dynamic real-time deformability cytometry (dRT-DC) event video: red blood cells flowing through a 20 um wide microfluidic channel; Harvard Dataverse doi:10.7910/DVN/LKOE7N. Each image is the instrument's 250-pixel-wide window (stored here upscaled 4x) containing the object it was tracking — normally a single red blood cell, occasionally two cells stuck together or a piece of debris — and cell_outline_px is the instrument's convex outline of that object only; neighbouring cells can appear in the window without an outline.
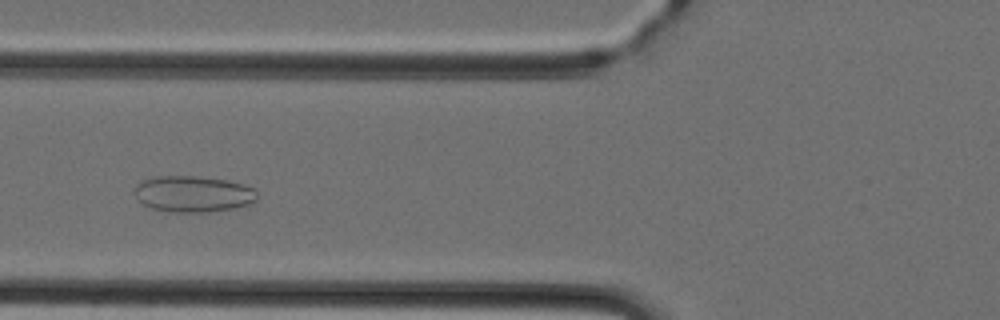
{"species": "Egyptian fruit bat (a non-hibernating species)", "species_latin": "Rousettus aegyptiacus", "temperature_condition": "cold", "stored_images_in_passage": 36, "camera_frame_rate_fps": 3000, "um_per_image_px": 0.085, "animal": {"sex": "female"}, "frame": {"image": 1, "passage_image": 7, "time_ms": 2.0, "image_size_px": [1000, 320], "cell_outline_px": [[256, 200], [248, 204], [236, 208], [208, 212], [168, 212], [152, 208], [136, 200], [136, 184], [140, 180], [152, 176], [200, 176], [228, 180], [244, 184], [252, 188], [256, 192]], "centroid_in_image_um": [16.39, 16.48], "position_along_channel_um": 109.4, "area_um2": 26.13}}
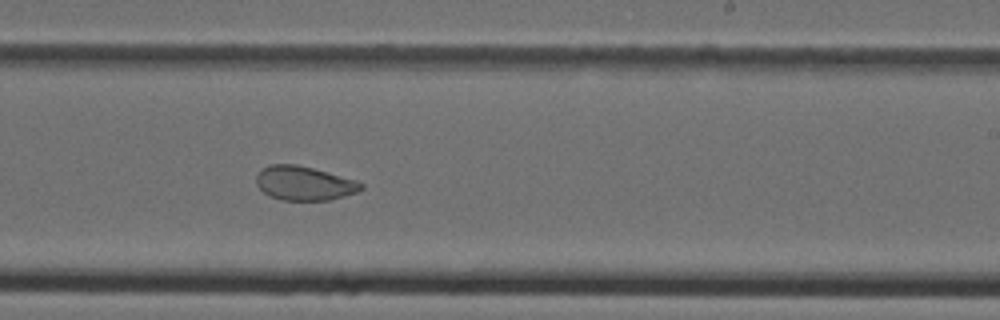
{"frame": {"image": 2, "passage_image": 18, "time_ms": 5.667, "image_size_px": [1000, 320], "cell_outline_px": [[364, 188], [356, 192], [344, 196], [328, 200], [280, 200], [268, 196], [256, 184], [256, 176], [268, 164], [296, 164], [312, 168], [356, 180], [364, 184]], "centroid_in_image_um": [25.85, 15.58], "position_along_channel_um": 263.2, "area_um2": 20.75}}
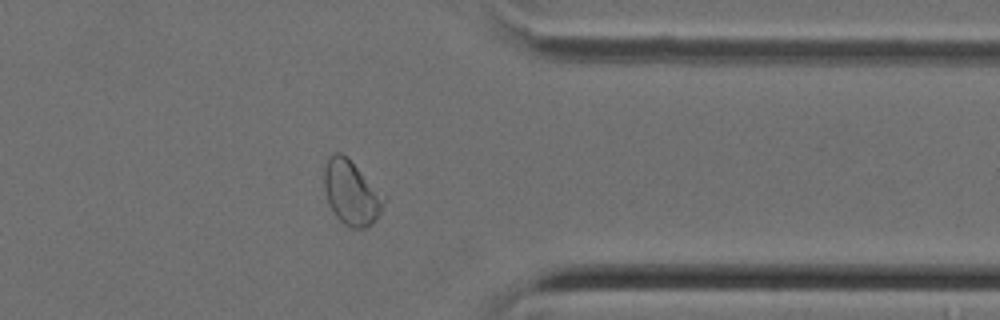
{"frame": {"image": 3, "passage_image": 27, "time_ms": 8.667, "image_size_px": [1000, 320], "cell_outline_px": [[388, 196], [380, 212], [372, 224], [364, 228], [352, 228], [344, 224], [336, 216], [328, 204], [324, 188], [324, 168], [328, 156], [332, 152], [340, 152]], "centroid_in_image_um": [29.87, 16.38], "position_along_channel_um": 381.5, "area_um2": 22.54}}